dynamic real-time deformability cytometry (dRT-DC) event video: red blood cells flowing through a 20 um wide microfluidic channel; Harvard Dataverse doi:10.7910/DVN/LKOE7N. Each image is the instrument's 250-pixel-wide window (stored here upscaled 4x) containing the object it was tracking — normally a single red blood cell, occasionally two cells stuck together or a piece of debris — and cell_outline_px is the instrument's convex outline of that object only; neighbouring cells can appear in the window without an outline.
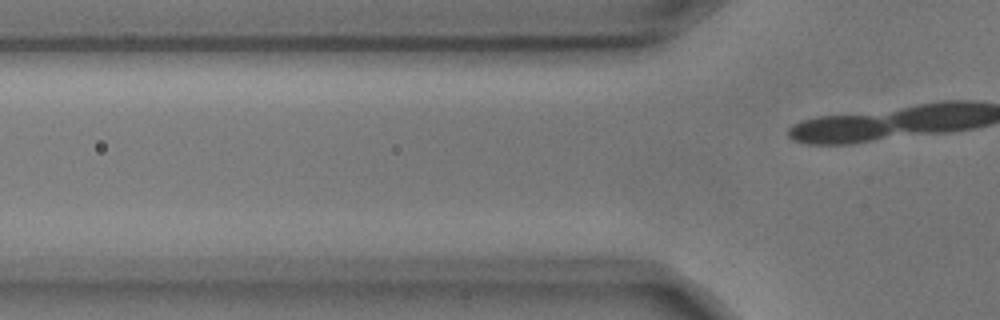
{"species": "common noctule bat (a hibernating species)", "species_latin": "Nyctalus noctula", "temperature_condition": "cold", "stored_images_in_passage": 7, "segment_of_instrument_passage": [2, 2], "camera_frame_rate_fps": 3000, "um_per_image_px": 0.085, "animal": {"sex": "male", "body_mass_g": 17.9, "forearm_length_mm": 54.2}, "frame": {"image": 1, "passage_image": 6, "time_ms": 1.667, "image_size_px": [1000, 320], "cell_outline_px": [[584, 204], [576, 208], [452, 208], [432, 204], [428, 200], [452, 196], [520, 192], [560, 192], [572, 196]], "centroid_in_image_um": [43.38, 17.07], "position_along_channel_um": 82.4, "area_um2": 14.57}}